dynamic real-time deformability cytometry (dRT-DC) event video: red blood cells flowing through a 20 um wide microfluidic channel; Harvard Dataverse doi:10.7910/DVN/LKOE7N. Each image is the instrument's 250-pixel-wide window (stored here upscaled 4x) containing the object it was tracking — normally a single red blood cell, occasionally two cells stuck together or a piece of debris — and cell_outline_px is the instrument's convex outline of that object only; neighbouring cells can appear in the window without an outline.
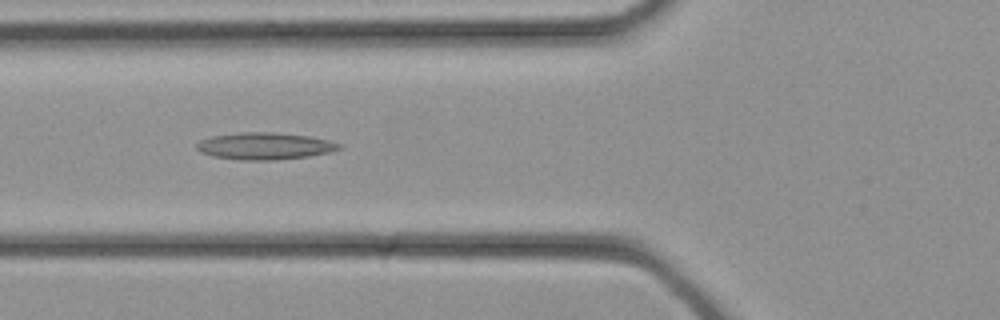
{"species": "common noctule bat (a hibernating species)", "species_latin": "Nyctalus noctula", "temperature_condition": "cold", "stored_images_in_passage": 33, "camera_frame_rate_fps": 3000, "um_per_image_px": 0.085, "animal": {"sex": "female", "body_mass_g": 21.9}, "frame": {"image": 1, "passage_image": 12, "time_ms": 3.667, "image_size_px": [1000, 320], "cell_outline_px": [[344, 148], [332, 152], [308, 156], [276, 160], [240, 160], [212, 156], [200, 152], [196, 148], [196, 144], [200, 140], [212, 136], [240, 132], [272, 132], [308, 136], [328, 140], [340, 144]], "centroid_in_image_um": [22.5, 12.42], "position_along_channel_um": 103.3, "area_um2": 22.48}}
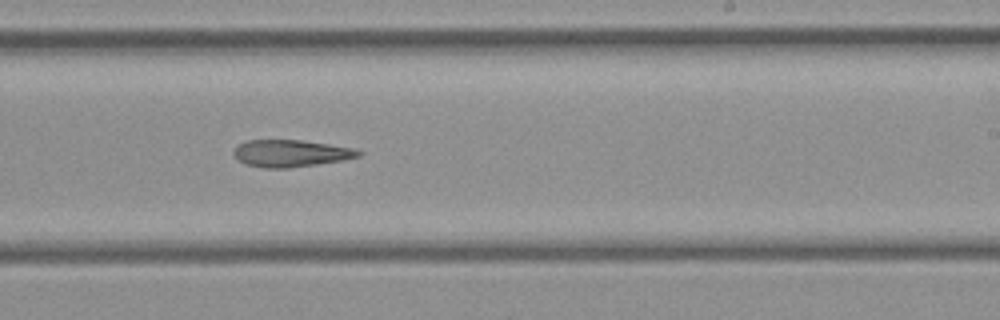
{"frame": {"image": 2, "passage_image": 20, "time_ms": 6.333, "image_size_px": [1000, 320], "cell_outline_px": [[364, 152], [360, 156], [344, 160], [288, 168], [264, 168], [244, 164], [232, 152], [240, 144], [248, 140], [300, 140], [356, 148]], "centroid_in_image_um": [24.76, 13.03], "position_along_channel_um": 264.2, "area_um2": 19.59}}
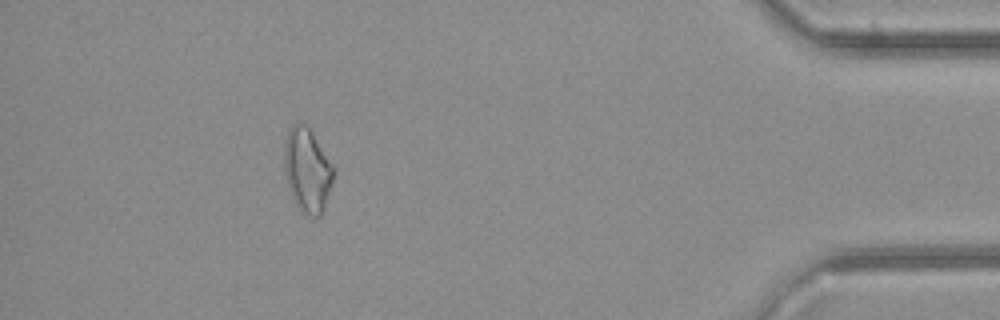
{"frame": {"image": 3, "passage_image": 30, "time_ms": 9.667, "image_size_px": [1000, 320], "cell_outline_px": [[336, 172], [324, 208], [320, 216], [312, 216], [300, 208], [292, 196], [288, 184], [284, 168], [284, 144], [288, 132], [292, 124], [304, 124], [312, 132], [336, 168]], "centroid_in_image_um": [26.15, 14.43], "position_along_channel_um": 409.0, "area_um2": 23.87}}